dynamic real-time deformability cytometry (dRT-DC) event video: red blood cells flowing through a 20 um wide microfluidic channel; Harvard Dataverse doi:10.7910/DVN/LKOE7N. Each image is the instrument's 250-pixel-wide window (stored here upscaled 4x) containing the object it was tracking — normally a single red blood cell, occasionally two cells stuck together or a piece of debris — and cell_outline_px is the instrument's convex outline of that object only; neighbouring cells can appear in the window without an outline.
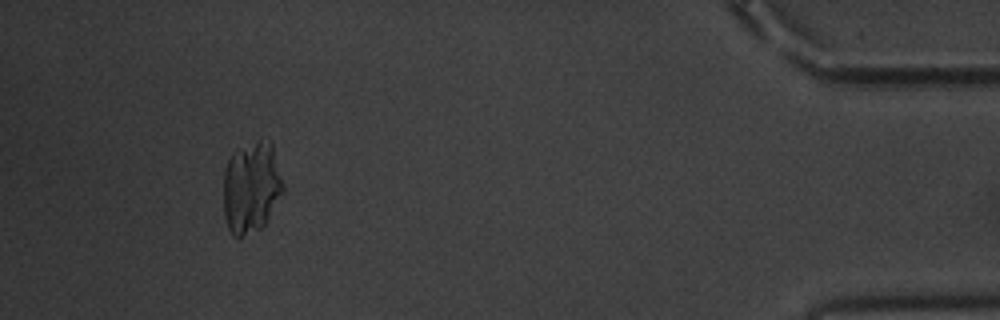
{"species": "common noctule bat (a hibernating species)", "species_latin": "Nyctalus noctula", "temperature_condition": "warm", "stored_images_in_passage": 49, "camera_frame_rate_fps": 3000, "um_per_image_px": 0.085, "animal": {"sex": "male", "body_mass_g": 20.1, "forearm_length_mm": 53.5}, "frame": {"image": 1, "passage_image": 45, "time_ms": 14.667, "image_size_px": [1000, 320], "cell_outline_px": [[284, 192], [264, 224], [260, 228], [240, 236], [232, 236], [228, 228], [224, 216], [224, 172], [228, 160], [232, 152], [260, 136], [272, 140], [284, 184]], "centroid_in_image_um": [21.39, 15.83], "position_along_channel_um": 413.8, "area_um2": 32.43}}